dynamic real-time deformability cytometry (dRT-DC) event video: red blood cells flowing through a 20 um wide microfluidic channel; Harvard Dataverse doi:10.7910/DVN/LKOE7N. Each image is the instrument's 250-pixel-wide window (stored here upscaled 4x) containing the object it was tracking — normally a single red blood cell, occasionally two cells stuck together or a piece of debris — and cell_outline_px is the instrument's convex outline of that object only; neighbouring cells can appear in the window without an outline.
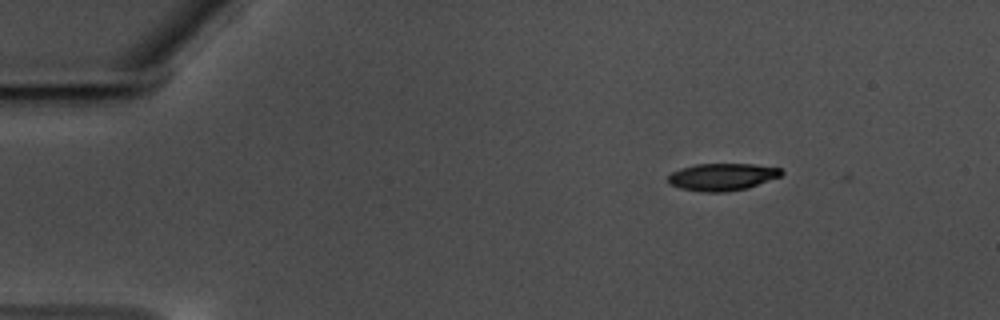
{"species": "common noctule bat (a hibernating species)", "species_latin": "Nyctalus noctula", "temperature_condition": "warm", "stored_images_in_passage": 4, "camera_frame_rate_fps": 3000, "um_per_image_px": 0.085, "animal": {"sex": "male", "body_mass_g": 17.5, "forearm_length_mm": 52.3}, "frame": {"image": 1, "passage_image": 1, "time_ms": 0.0, "image_size_px": [1000, 320], "cell_outline_px": [[784, 172], [780, 176], [748, 188], [724, 192], [704, 192], [680, 188], [668, 184], [668, 176], [672, 172], [680, 168], [696, 164], [756, 164], [780, 168]], "centroid_in_image_um": [61.37, 15.03], "position_along_channel_um": 23.6, "area_um2": 18.03}}